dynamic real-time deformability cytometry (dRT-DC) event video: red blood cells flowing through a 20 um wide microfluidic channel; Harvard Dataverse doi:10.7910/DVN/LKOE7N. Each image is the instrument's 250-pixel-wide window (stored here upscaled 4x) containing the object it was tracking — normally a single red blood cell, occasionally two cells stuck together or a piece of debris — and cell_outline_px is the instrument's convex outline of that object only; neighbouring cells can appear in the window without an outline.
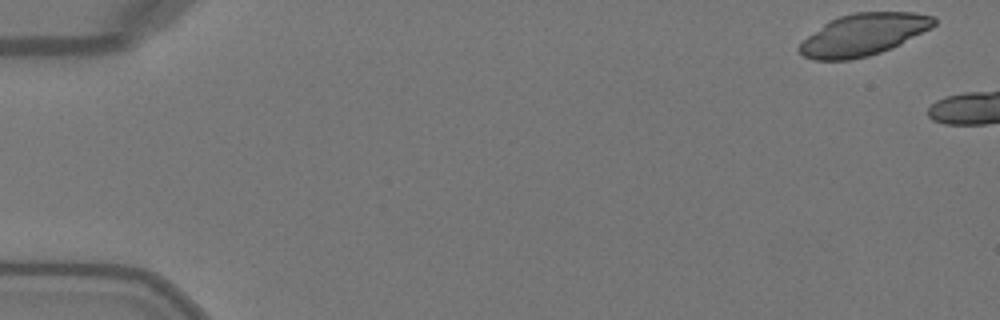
{"species": "Egyptian fruit bat (a non-hibernating species)", "species_latin": "Rousettus aegyptiacus", "temperature_condition": "warm", "stored_images_in_passage": 6, "camera_frame_rate_fps": 3000, "um_per_image_px": 0.085, "animal": {"sex": "female"}, "frame": {"image": 1, "passage_image": 1, "time_ms": 0.0, "image_size_px": [1000, 320], "cell_outline_px": [[936, 24], [932, 28], [892, 48], [868, 56], [848, 60], [812, 60], [804, 56], [796, 48], [808, 36], [824, 24], [840, 16], [852, 12], [916, 12], [936, 16]], "centroid_in_image_um": [73.43, 2.94], "position_along_channel_um": 11.6, "area_um2": 32.89}}